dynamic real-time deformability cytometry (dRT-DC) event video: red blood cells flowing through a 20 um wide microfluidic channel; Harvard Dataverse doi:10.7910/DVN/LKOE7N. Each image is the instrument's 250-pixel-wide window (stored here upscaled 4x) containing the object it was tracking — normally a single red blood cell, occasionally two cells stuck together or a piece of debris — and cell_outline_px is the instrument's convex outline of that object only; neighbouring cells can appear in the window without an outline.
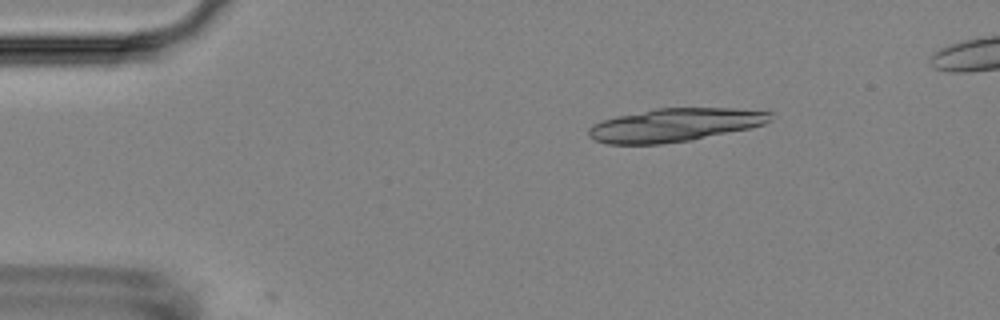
{"species": "Egyptian fruit bat (a non-hibernating species)", "species_latin": "Rousettus aegyptiacus", "temperature_condition": "room temperature", "stored_images_in_passage": 4, "camera_frame_rate_fps": 3000, "um_per_image_px": 0.085, "animal": {"sex": "female"}, "frame": {"image": 1, "passage_image": 1, "time_ms": 0.0, "image_size_px": [1000, 320], "cell_outline_px": [[772, 120], [764, 124], [752, 128], [692, 140], [660, 144], [608, 144], [596, 140], [588, 136], [588, 128], [592, 124], [616, 116], [656, 108], [732, 108], [772, 112]], "centroid_in_image_um": [57.37, 10.62], "position_along_channel_um": 27.6, "area_um2": 35.37}}